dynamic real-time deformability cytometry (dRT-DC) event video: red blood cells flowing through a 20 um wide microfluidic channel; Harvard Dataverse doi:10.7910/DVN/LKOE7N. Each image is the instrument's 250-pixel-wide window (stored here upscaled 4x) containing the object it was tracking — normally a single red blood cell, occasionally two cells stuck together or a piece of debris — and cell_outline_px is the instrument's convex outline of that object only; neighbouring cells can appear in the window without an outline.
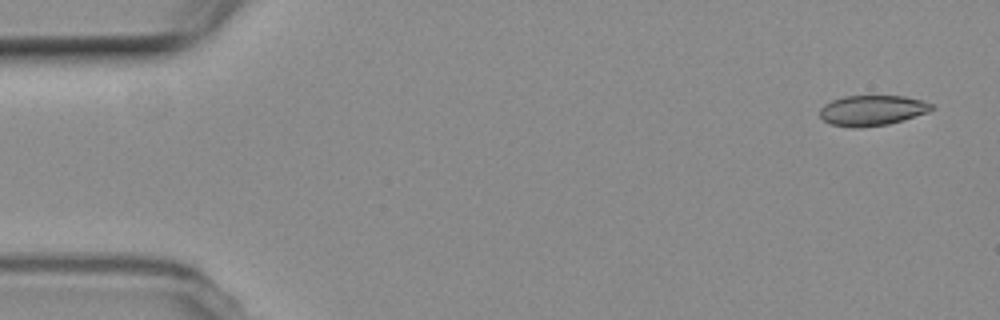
{"species": "common noctule bat (a hibernating species)", "species_latin": "Nyctalus noctula", "temperature_condition": "room temperature", "stored_images_in_passage": 5, "camera_frame_rate_fps": 3000, "um_per_image_px": 0.085, "animal": {"sex": "female", "body_mass_g": 19.3, "forearm_length_mm": 54.1}, "frame": {"image": 1, "passage_image": 1, "time_ms": 0.0, "image_size_px": [1000, 320], "cell_outline_px": [[932, 108], [928, 112], [904, 120], [888, 124], [860, 128], [852, 128], [832, 124], [824, 120], [820, 116], [820, 108], [824, 104], [832, 100], [844, 96], [904, 96], [920, 100], [932, 104]], "centroid_in_image_um": [74.1, 9.39], "position_along_channel_um": 10.9, "area_um2": 19.71}}
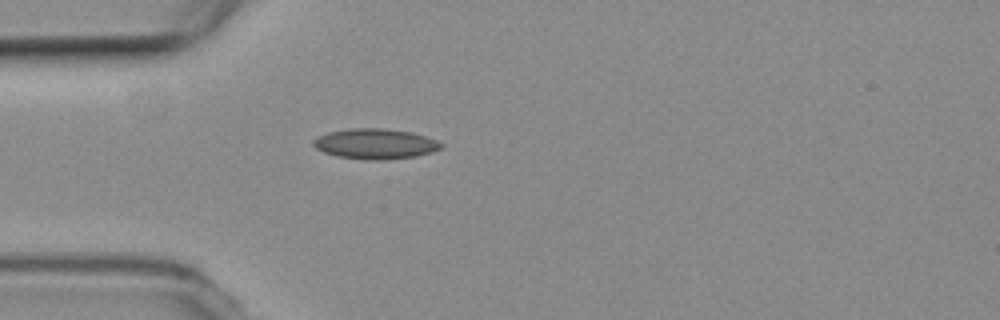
{"frame": {"image": 2, "passage_image": 5, "time_ms": 4.667, "image_size_px": [1000, 320], "cell_outline_px": [[444, 144], [440, 148], [432, 152], [416, 156], [384, 160], [364, 160], [336, 156], [324, 152], [316, 148], [312, 144], [312, 140], [316, 136], [328, 132], [352, 128], [384, 128], [412, 132], [436, 140]], "centroid_in_image_um": [31.86, 12.23], "position_along_channel_um": 53.1, "area_um2": 22.72}}